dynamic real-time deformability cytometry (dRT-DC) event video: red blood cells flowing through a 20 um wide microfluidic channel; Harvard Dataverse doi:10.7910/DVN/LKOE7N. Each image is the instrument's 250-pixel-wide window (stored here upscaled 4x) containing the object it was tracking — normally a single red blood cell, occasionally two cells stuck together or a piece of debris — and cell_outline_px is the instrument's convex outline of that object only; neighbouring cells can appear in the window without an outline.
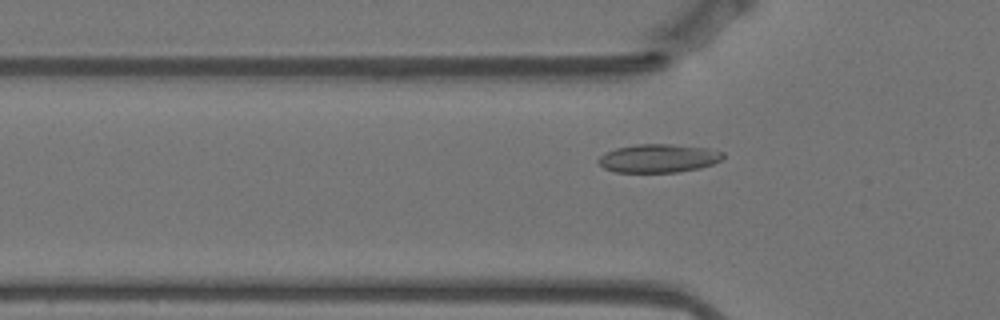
{"species": "Egyptian fruit bat (a non-hibernating species)", "species_latin": "Rousettus aegyptiacus", "temperature_condition": "warm", "stored_images_in_passage": 58, "camera_frame_rate_fps": 3000, "um_per_image_px": 0.085, "animal": {"sex": "female"}, "frame": {"image": 1, "passage_image": 18, "time_ms": 5.667, "image_size_px": [1000, 320], "cell_outline_px": [[724, 156], [720, 160], [712, 164], [700, 168], [676, 172], [616, 172], [604, 168], [596, 160], [604, 152], [616, 148], [636, 144], [672, 144], [708, 148], [724, 152]], "centroid_in_image_um": [55.96, 13.45], "position_along_channel_um": 69.8, "area_um2": 20.69}}
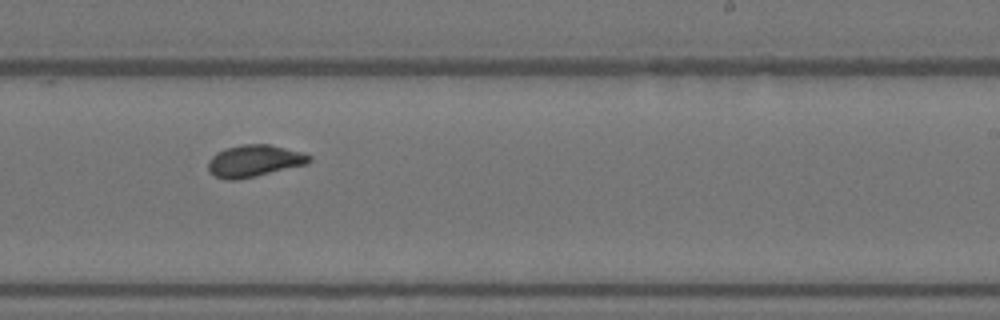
{"frame": {"image": 2, "passage_image": 35, "time_ms": 11.333, "image_size_px": [1000, 320], "cell_outline_px": [[312, 160], [308, 164], [256, 176], [236, 180], [228, 180], [216, 176], [208, 172], [208, 160], [216, 152], [228, 148], [244, 144], [268, 144], [304, 152], [312, 156]], "centroid_in_image_um": [21.64, 13.68], "position_along_channel_um": 267.4, "area_um2": 18.9}}
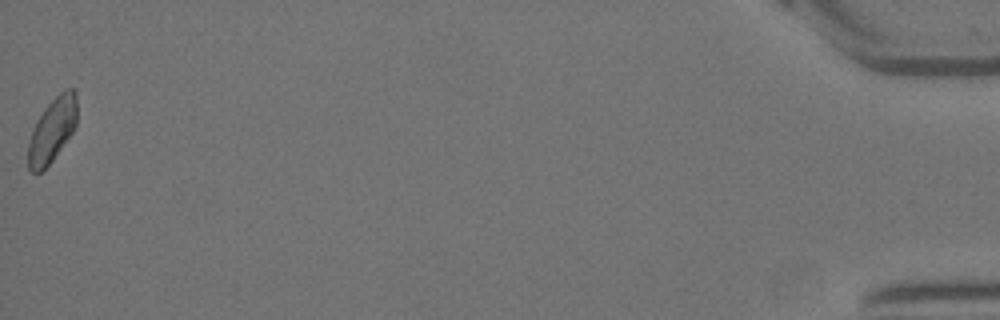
{"frame": {"image": 3, "passage_image": 58, "time_ms": 19.0, "image_size_px": [1000, 320], "cell_outline_px": [[76, 124], [72, 132], [52, 160], [40, 172], [32, 172], [28, 168], [28, 144], [32, 128], [36, 120], [44, 108], [64, 88], [76, 88]], "centroid_in_image_um": [4.42, 11.01], "position_along_channel_um": 430.8, "area_um2": 18.15}, "authors_computed_cell_mechanics": {"area_um2": 18.6694, "velocity_mm_per_s": 3.4746, "shape_relaxation_time_tau1_ms": 7.2185, "shape_relaxation_time_tau2_ms": 0.5488, "deformation_change_tau1": 0.1531, "deformation_change_tau2": 0.0623}}